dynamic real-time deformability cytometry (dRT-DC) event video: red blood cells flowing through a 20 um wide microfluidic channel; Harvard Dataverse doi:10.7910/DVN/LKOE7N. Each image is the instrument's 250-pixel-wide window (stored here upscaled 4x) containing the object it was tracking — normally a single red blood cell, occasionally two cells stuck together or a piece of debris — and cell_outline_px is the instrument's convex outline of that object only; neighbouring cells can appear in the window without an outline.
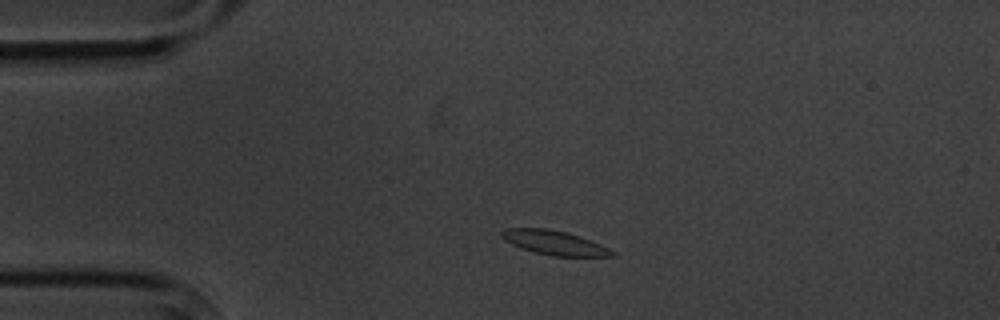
{"species": "common noctule bat (a hibernating species)", "species_latin": "Nyctalus noctula", "temperature_condition": "cold", "stored_images_in_passage": 3, "camera_frame_rate_fps": 3000, "um_per_image_px": 0.085, "animal": {"sex": "male", "body_mass_g": 20.1, "forearm_length_mm": 53.5}, "frame": {"image": 1, "passage_image": 2, "time_ms": 1.333, "image_size_px": [1000, 320], "cell_outline_px": [[616, 256], [552, 256], [520, 248], [504, 240], [500, 236], [500, 232], [504, 228], [548, 228], [568, 232], [580, 236], [600, 244], [616, 252]], "centroid_in_image_um": [47.1, 20.62], "position_along_channel_um": 37.9, "area_um2": 15.72}}